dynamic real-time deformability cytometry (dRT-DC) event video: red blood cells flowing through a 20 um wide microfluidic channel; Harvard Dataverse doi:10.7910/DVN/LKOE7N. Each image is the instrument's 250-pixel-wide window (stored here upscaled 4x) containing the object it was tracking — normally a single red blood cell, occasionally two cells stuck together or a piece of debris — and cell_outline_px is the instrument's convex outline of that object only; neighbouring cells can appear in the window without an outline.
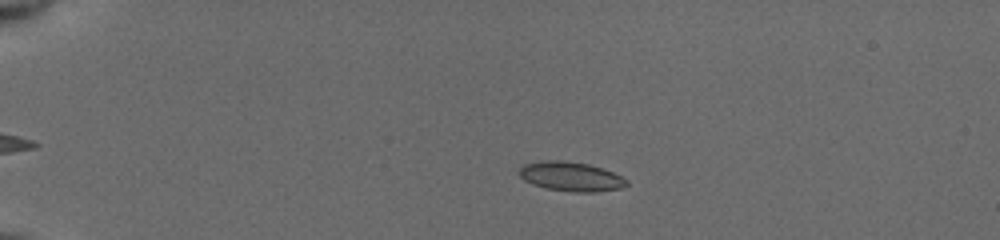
{"species": "common noctule bat (a hibernating species)", "species_latin": "Nyctalus noctula", "temperature_condition": "cold", "stored_images_in_passage": 19, "camera_frame_rate_fps": 3000, "um_per_image_px": 0.085, "animal": {"sex": "female", "body_mass_g": 19.5, "forearm_length_mm": 54.1}, "frame": {"image": 1, "passage_image": 9, "time_ms": 2.667, "image_size_px": [1000, 240], "cell_outline_px": [[628, 184], [620, 188], [596, 192], [572, 192], [544, 188], [532, 184], [524, 180], [516, 172], [524, 164], [544, 160], [564, 160], [588, 164], [612, 172], [628, 180]], "centroid_in_image_um": [48.48, 15.0], "position_along_channel_um": 36.5, "area_um2": 18.44}}
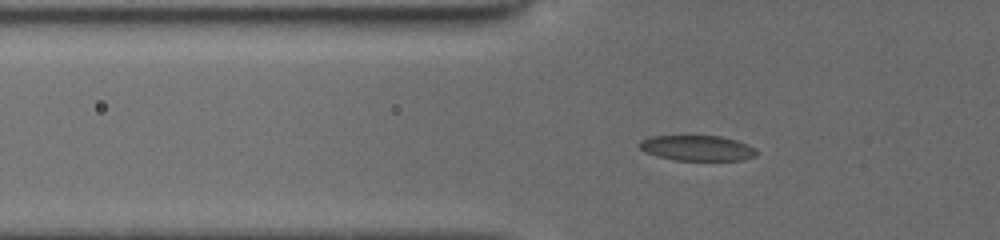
{"frame": {"image": 2, "passage_image": 16, "time_ms": 5.0, "image_size_px": [1000, 240], "cell_outline_px": [[756, 156], [744, 160], [676, 160], [656, 156], [644, 152], [636, 144], [640, 140], [652, 136], [720, 136], [736, 140], [748, 144], [756, 148]], "centroid_in_image_um": [59.25, 12.58], "position_along_channel_um": 66.6, "area_um2": 17.46}}
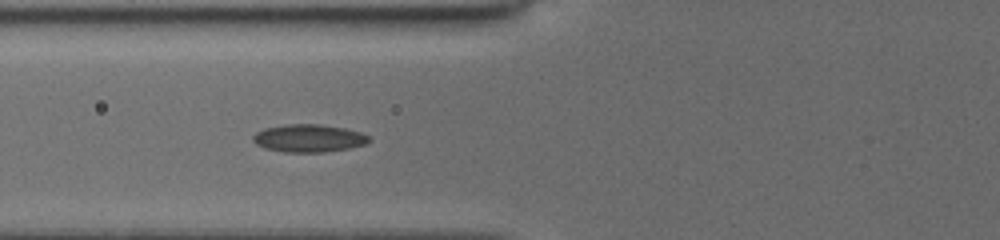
{"frame": {"image": 3, "passage_image": 19, "time_ms": 6.0, "image_size_px": [1000, 240], "cell_outline_px": [[372, 140], [368, 144], [348, 148], [324, 152], [284, 152], [264, 148], [256, 144], [252, 140], [252, 136], [256, 132], [264, 128], [288, 124], [320, 124], [344, 128], [360, 132], [368, 136]], "centroid_in_image_um": [26.24, 11.75], "position_along_channel_um": 99.6, "area_um2": 18.84}}